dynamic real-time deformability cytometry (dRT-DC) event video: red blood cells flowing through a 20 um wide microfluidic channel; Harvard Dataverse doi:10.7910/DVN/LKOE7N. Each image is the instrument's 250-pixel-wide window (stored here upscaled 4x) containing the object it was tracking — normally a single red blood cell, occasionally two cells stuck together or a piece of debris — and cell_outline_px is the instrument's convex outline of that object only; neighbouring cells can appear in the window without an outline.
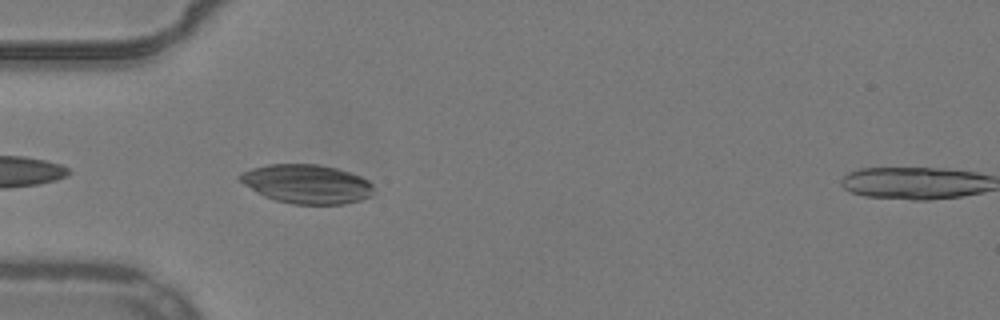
{"species": "common noctule bat (a hibernating species)", "species_latin": "Nyctalus noctula", "temperature_condition": "warm", "stored_images_in_passage": 4, "camera_frame_rate_fps": 3000, "um_per_image_px": 0.085, "animal": {"sex": "male", "body_mass_g": 19.2, "forearm_length_mm": 51.8}, "frame": {"image": 1, "passage_image": 3, "time_ms": 0.667, "image_size_px": [1000, 320], "cell_outline_px": [[372, 196], [360, 200], [344, 204], [292, 204], [276, 200], [264, 196], [256, 192], [244, 184], [236, 176], [252, 168], [268, 164], [316, 164], [336, 168], [360, 176], [368, 180], [372, 184]], "centroid_in_image_um": [26.07, 15.64], "position_along_channel_um": 58.9, "area_um2": 30.29}}